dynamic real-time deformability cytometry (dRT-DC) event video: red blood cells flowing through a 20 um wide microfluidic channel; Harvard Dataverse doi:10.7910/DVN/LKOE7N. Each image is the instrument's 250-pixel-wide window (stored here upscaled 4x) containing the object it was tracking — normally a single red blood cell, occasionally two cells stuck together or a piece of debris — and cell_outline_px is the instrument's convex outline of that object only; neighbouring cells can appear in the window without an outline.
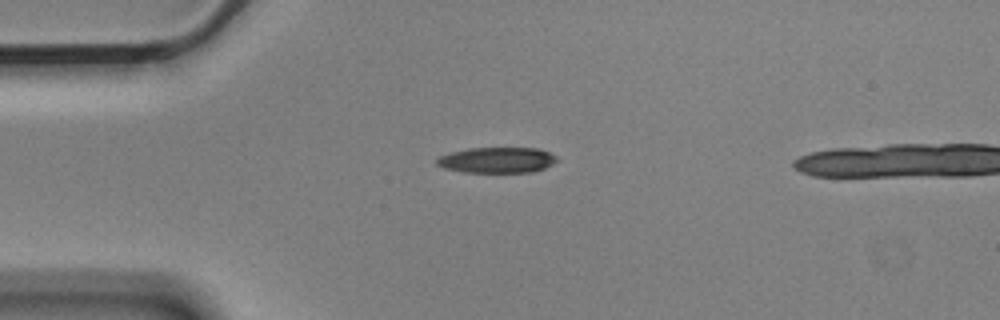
{"species": "Egyptian fruit bat (a non-hibernating species)", "species_latin": "Rousettus aegyptiacus", "temperature_condition": "cold", "stored_images_in_passage": 3, "camera_frame_rate_fps": 3000, "um_per_image_px": 0.085, "animal": {"sex": "male"}, "frame": {"image": 1, "passage_image": 1, "time_ms": 0.0, "image_size_px": [1000, 320], "cell_outline_px": [[556, 160], [552, 164], [544, 168], [532, 172], [464, 172], [444, 168], [436, 164], [436, 160], [440, 156], [452, 152], [468, 148], [540, 148], [556, 156]], "centroid_in_image_um": [42.24, 13.6], "position_along_channel_um": 42.8, "area_um2": 17.86}}
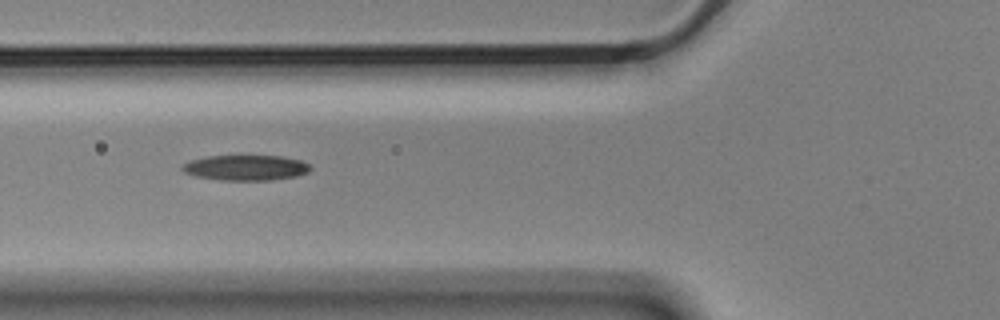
{"frame": {"image": 2, "passage_image": 3, "time_ms": 0.667, "image_size_px": [1000, 320], "cell_outline_px": [[312, 168], [308, 172], [296, 176], [272, 180], [220, 180], [196, 176], [184, 172], [180, 168], [184, 164], [192, 160], [208, 156], [280, 156], [300, 160], [308, 164]], "centroid_in_image_um": [20.9, 14.26], "position_along_channel_um": 104.9, "area_um2": 18.79}}